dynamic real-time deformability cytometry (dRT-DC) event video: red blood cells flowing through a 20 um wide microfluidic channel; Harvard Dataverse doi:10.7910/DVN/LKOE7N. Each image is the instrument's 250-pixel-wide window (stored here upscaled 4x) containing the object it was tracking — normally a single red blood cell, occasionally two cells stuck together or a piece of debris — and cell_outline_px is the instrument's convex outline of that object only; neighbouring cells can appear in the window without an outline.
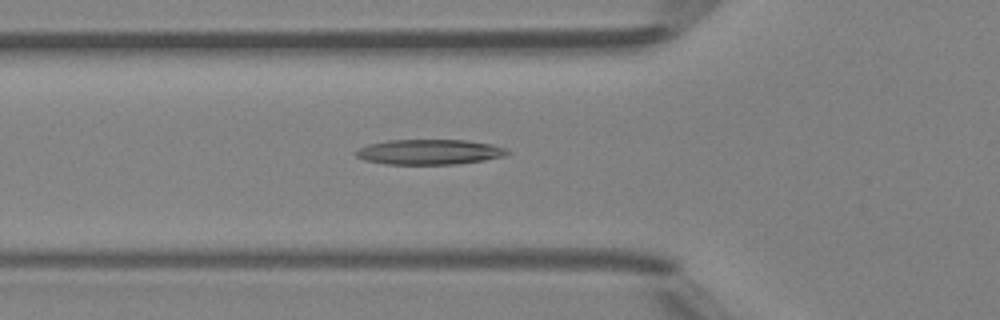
{"species": "Egyptian fruit bat (a non-hibernating species)", "species_latin": "Rousettus aegyptiacus", "temperature_condition": "room temperature", "stored_images_in_passage": 48, "camera_frame_rate_fps": 3000, "um_per_image_px": 0.085, "animal": {"sex": "female"}, "frame": {"image": 1, "passage_image": 17, "time_ms": 5.333, "image_size_px": [1000, 320], "cell_outline_px": [[512, 152], [504, 156], [484, 160], [456, 164], [384, 164], [364, 160], [356, 156], [352, 152], [368, 144], [388, 140], [468, 140], [492, 144], [504, 148]], "centroid_in_image_um": [36.48, 12.91], "position_along_channel_um": 89.3, "area_um2": 22.31}}
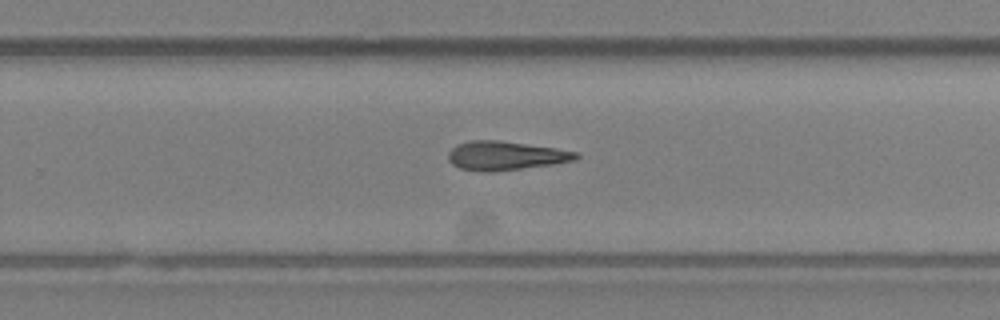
{"frame": {"image": 2, "passage_image": 31, "time_ms": 10.0, "image_size_px": [1000, 320], "cell_outline_px": [[580, 156], [576, 160], [552, 164], [488, 172], [484, 172], [460, 168], [452, 164], [448, 160], [448, 152], [456, 144], [468, 140], [496, 140], [556, 148], [576, 152]], "centroid_in_image_um": [42.93, 13.22], "position_along_channel_um": 286.9, "area_um2": 21.33}}
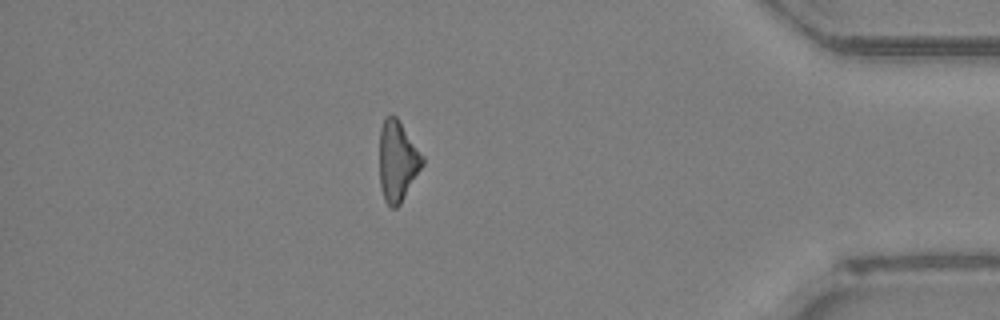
{"frame": {"image": 3, "passage_image": 42, "time_ms": 13.667, "image_size_px": [1000, 320], "cell_outline_px": [[424, 164], [400, 204], [396, 208], [392, 208], [384, 200], [380, 188], [380, 128], [384, 120], [392, 112], [396, 116], [424, 156]], "centroid_in_image_um": [33.79, 13.69], "position_along_channel_um": 401.4, "area_um2": 20.17}, "authors_computed_cell_mechanics": {"area_um2": 21.7039, "velocity_mm_per_s": 4.2511, "shape_relaxation_time_tau1_ms": 11.1114, "shape_relaxation_time_tau2_ms": null, "deformation_change_tau1": 0.2339, "deformation_change_tau2": null}}